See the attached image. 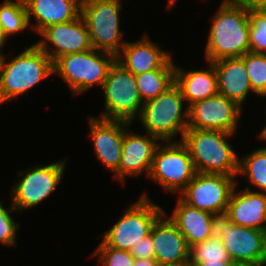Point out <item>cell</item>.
Returning <instances> with one entry per match:
<instances>
[{
  "instance_id": "e575fe53",
  "label": "cell",
  "mask_w": 266,
  "mask_h": 266,
  "mask_svg": "<svg viewBox=\"0 0 266 266\" xmlns=\"http://www.w3.org/2000/svg\"><path fill=\"white\" fill-rule=\"evenodd\" d=\"M133 266H160L155 259H135Z\"/></svg>"
},
{
  "instance_id": "d6a6232c",
  "label": "cell",
  "mask_w": 266,
  "mask_h": 266,
  "mask_svg": "<svg viewBox=\"0 0 266 266\" xmlns=\"http://www.w3.org/2000/svg\"><path fill=\"white\" fill-rule=\"evenodd\" d=\"M191 266H243L232 260L226 262H189Z\"/></svg>"
},
{
  "instance_id": "9a60e30c",
  "label": "cell",
  "mask_w": 266,
  "mask_h": 266,
  "mask_svg": "<svg viewBox=\"0 0 266 266\" xmlns=\"http://www.w3.org/2000/svg\"><path fill=\"white\" fill-rule=\"evenodd\" d=\"M131 123L124 120L89 117L90 138L96 158L119 179V164L122 156L124 130Z\"/></svg>"
},
{
  "instance_id": "52a82bcc",
  "label": "cell",
  "mask_w": 266,
  "mask_h": 266,
  "mask_svg": "<svg viewBox=\"0 0 266 266\" xmlns=\"http://www.w3.org/2000/svg\"><path fill=\"white\" fill-rule=\"evenodd\" d=\"M120 0H82L81 17L89 31L92 48L117 56L126 43L121 37Z\"/></svg>"
},
{
  "instance_id": "603a6c76",
  "label": "cell",
  "mask_w": 266,
  "mask_h": 266,
  "mask_svg": "<svg viewBox=\"0 0 266 266\" xmlns=\"http://www.w3.org/2000/svg\"><path fill=\"white\" fill-rule=\"evenodd\" d=\"M168 217L177 225L189 247L210 238L212 213L191 207L178 197Z\"/></svg>"
},
{
  "instance_id": "44dd1931",
  "label": "cell",
  "mask_w": 266,
  "mask_h": 266,
  "mask_svg": "<svg viewBox=\"0 0 266 266\" xmlns=\"http://www.w3.org/2000/svg\"><path fill=\"white\" fill-rule=\"evenodd\" d=\"M216 69L218 93L242 106L251 89L244 61L240 57L212 62Z\"/></svg>"
},
{
  "instance_id": "1f68e13d",
  "label": "cell",
  "mask_w": 266,
  "mask_h": 266,
  "mask_svg": "<svg viewBox=\"0 0 266 266\" xmlns=\"http://www.w3.org/2000/svg\"><path fill=\"white\" fill-rule=\"evenodd\" d=\"M135 259H155V250L151 234L140 239L129 251Z\"/></svg>"
},
{
  "instance_id": "4fadbf2b",
  "label": "cell",
  "mask_w": 266,
  "mask_h": 266,
  "mask_svg": "<svg viewBox=\"0 0 266 266\" xmlns=\"http://www.w3.org/2000/svg\"><path fill=\"white\" fill-rule=\"evenodd\" d=\"M241 114L242 107L218 93L188 107V128L221 130L234 134Z\"/></svg>"
},
{
  "instance_id": "f35d334b",
  "label": "cell",
  "mask_w": 266,
  "mask_h": 266,
  "mask_svg": "<svg viewBox=\"0 0 266 266\" xmlns=\"http://www.w3.org/2000/svg\"><path fill=\"white\" fill-rule=\"evenodd\" d=\"M160 266H191L190 264H184V265H160Z\"/></svg>"
},
{
  "instance_id": "d4e9b609",
  "label": "cell",
  "mask_w": 266,
  "mask_h": 266,
  "mask_svg": "<svg viewBox=\"0 0 266 266\" xmlns=\"http://www.w3.org/2000/svg\"><path fill=\"white\" fill-rule=\"evenodd\" d=\"M29 27L24 0H5L0 4V29L6 39Z\"/></svg>"
},
{
  "instance_id": "7a4b0ae2",
  "label": "cell",
  "mask_w": 266,
  "mask_h": 266,
  "mask_svg": "<svg viewBox=\"0 0 266 266\" xmlns=\"http://www.w3.org/2000/svg\"><path fill=\"white\" fill-rule=\"evenodd\" d=\"M232 135L221 130L188 128L181 141L197 172L237 177L240 158L227 139Z\"/></svg>"
},
{
  "instance_id": "484cf974",
  "label": "cell",
  "mask_w": 266,
  "mask_h": 266,
  "mask_svg": "<svg viewBox=\"0 0 266 266\" xmlns=\"http://www.w3.org/2000/svg\"><path fill=\"white\" fill-rule=\"evenodd\" d=\"M239 175H245L250 185L266 193V147L257 148L239 159Z\"/></svg>"
},
{
  "instance_id": "83f0119b",
  "label": "cell",
  "mask_w": 266,
  "mask_h": 266,
  "mask_svg": "<svg viewBox=\"0 0 266 266\" xmlns=\"http://www.w3.org/2000/svg\"><path fill=\"white\" fill-rule=\"evenodd\" d=\"M230 261L222 240L208 238L190 246L189 262H226Z\"/></svg>"
},
{
  "instance_id": "ffe728a7",
  "label": "cell",
  "mask_w": 266,
  "mask_h": 266,
  "mask_svg": "<svg viewBox=\"0 0 266 266\" xmlns=\"http://www.w3.org/2000/svg\"><path fill=\"white\" fill-rule=\"evenodd\" d=\"M81 2L82 0H24L29 26L39 34L50 25L74 20L81 15ZM32 16L36 20L35 24L30 22Z\"/></svg>"
},
{
  "instance_id": "cb8c5ba5",
  "label": "cell",
  "mask_w": 266,
  "mask_h": 266,
  "mask_svg": "<svg viewBox=\"0 0 266 266\" xmlns=\"http://www.w3.org/2000/svg\"><path fill=\"white\" fill-rule=\"evenodd\" d=\"M141 100L156 98L175 84V64L172 57L159 69L135 75Z\"/></svg>"
},
{
  "instance_id": "ac0fdd59",
  "label": "cell",
  "mask_w": 266,
  "mask_h": 266,
  "mask_svg": "<svg viewBox=\"0 0 266 266\" xmlns=\"http://www.w3.org/2000/svg\"><path fill=\"white\" fill-rule=\"evenodd\" d=\"M233 188L227 212L236 225L266 231V193L253 191L248 186L236 191Z\"/></svg>"
},
{
  "instance_id": "9c48e42d",
  "label": "cell",
  "mask_w": 266,
  "mask_h": 266,
  "mask_svg": "<svg viewBox=\"0 0 266 266\" xmlns=\"http://www.w3.org/2000/svg\"><path fill=\"white\" fill-rule=\"evenodd\" d=\"M102 90L105 111L98 116L99 118L132 123L137 116L139 117L144 103L139 95L135 75L117 61L109 69Z\"/></svg>"
},
{
  "instance_id": "4dcf8cb0",
  "label": "cell",
  "mask_w": 266,
  "mask_h": 266,
  "mask_svg": "<svg viewBox=\"0 0 266 266\" xmlns=\"http://www.w3.org/2000/svg\"><path fill=\"white\" fill-rule=\"evenodd\" d=\"M0 201V243L5 246H14L16 242V231L20 224L14 221L11 213L16 211V208L11 204L9 209L5 208Z\"/></svg>"
},
{
  "instance_id": "5bb4252c",
  "label": "cell",
  "mask_w": 266,
  "mask_h": 266,
  "mask_svg": "<svg viewBox=\"0 0 266 266\" xmlns=\"http://www.w3.org/2000/svg\"><path fill=\"white\" fill-rule=\"evenodd\" d=\"M39 34L43 38L35 44L49 56L53 63L62 55L92 49L89 31L81 15L65 23L50 25Z\"/></svg>"
},
{
  "instance_id": "e0dca14e",
  "label": "cell",
  "mask_w": 266,
  "mask_h": 266,
  "mask_svg": "<svg viewBox=\"0 0 266 266\" xmlns=\"http://www.w3.org/2000/svg\"><path fill=\"white\" fill-rule=\"evenodd\" d=\"M150 234L154 244L155 260L160 265L189 264L190 247L166 212L155 221Z\"/></svg>"
},
{
  "instance_id": "f1b7e54d",
  "label": "cell",
  "mask_w": 266,
  "mask_h": 266,
  "mask_svg": "<svg viewBox=\"0 0 266 266\" xmlns=\"http://www.w3.org/2000/svg\"><path fill=\"white\" fill-rule=\"evenodd\" d=\"M249 49L251 53L266 54V11L250 7Z\"/></svg>"
},
{
  "instance_id": "30bf717a",
  "label": "cell",
  "mask_w": 266,
  "mask_h": 266,
  "mask_svg": "<svg viewBox=\"0 0 266 266\" xmlns=\"http://www.w3.org/2000/svg\"><path fill=\"white\" fill-rule=\"evenodd\" d=\"M197 171L182 141L160 143L154 153L149 177L169 193H180Z\"/></svg>"
},
{
  "instance_id": "74e56055",
  "label": "cell",
  "mask_w": 266,
  "mask_h": 266,
  "mask_svg": "<svg viewBox=\"0 0 266 266\" xmlns=\"http://www.w3.org/2000/svg\"><path fill=\"white\" fill-rule=\"evenodd\" d=\"M177 0H168L167 9H171Z\"/></svg>"
},
{
  "instance_id": "6da1fadb",
  "label": "cell",
  "mask_w": 266,
  "mask_h": 266,
  "mask_svg": "<svg viewBox=\"0 0 266 266\" xmlns=\"http://www.w3.org/2000/svg\"><path fill=\"white\" fill-rule=\"evenodd\" d=\"M250 52L249 7L243 0H223L215 13L205 47V59L214 62Z\"/></svg>"
},
{
  "instance_id": "7402d4cb",
  "label": "cell",
  "mask_w": 266,
  "mask_h": 266,
  "mask_svg": "<svg viewBox=\"0 0 266 266\" xmlns=\"http://www.w3.org/2000/svg\"><path fill=\"white\" fill-rule=\"evenodd\" d=\"M207 63L208 69L187 72L175 65V84L180 88L187 108L218 94L216 69L212 62Z\"/></svg>"
},
{
  "instance_id": "3957f363",
  "label": "cell",
  "mask_w": 266,
  "mask_h": 266,
  "mask_svg": "<svg viewBox=\"0 0 266 266\" xmlns=\"http://www.w3.org/2000/svg\"><path fill=\"white\" fill-rule=\"evenodd\" d=\"M54 74L53 62L36 44L6 62L0 63V105L24 94Z\"/></svg>"
},
{
  "instance_id": "8d00e7d4",
  "label": "cell",
  "mask_w": 266,
  "mask_h": 266,
  "mask_svg": "<svg viewBox=\"0 0 266 266\" xmlns=\"http://www.w3.org/2000/svg\"><path fill=\"white\" fill-rule=\"evenodd\" d=\"M258 136H259V138L266 141V126H264V128L260 131Z\"/></svg>"
},
{
  "instance_id": "277c9868",
  "label": "cell",
  "mask_w": 266,
  "mask_h": 266,
  "mask_svg": "<svg viewBox=\"0 0 266 266\" xmlns=\"http://www.w3.org/2000/svg\"><path fill=\"white\" fill-rule=\"evenodd\" d=\"M210 238L222 240L233 262L266 266V231L234 224L227 211L212 213Z\"/></svg>"
},
{
  "instance_id": "7c38bea8",
  "label": "cell",
  "mask_w": 266,
  "mask_h": 266,
  "mask_svg": "<svg viewBox=\"0 0 266 266\" xmlns=\"http://www.w3.org/2000/svg\"><path fill=\"white\" fill-rule=\"evenodd\" d=\"M224 174L199 173L179 193V198L191 207L210 213L226 211L237 181Z\"/></svg>"
},
{
  "instance_id": "836d02e7",
  "label": "cell",
  "mask_w": 266,
  "mask_h": 266,
  "mask_svg": "<svg viewBox=\"0 0 266 266\" xmlns=\"http://www.w3.org/2000/svg\"><path fill=\"white\" fill-rule=\"evenodd\" d=\"M248 7L256 10L266 11V0H243Z\"/></svg>"
},
{
  "instance_id": "f546056e",
  "label": "cell",
  "mask_w": 266,
  "mask_h": 266,
  "mask_svg": "<svg viewBox=\"0 0 266 266\" xmlns=\"http://www.w3.org/2000/svg\"><path fill=\"white\" fill-rule=\"evenodd\" d=\"M92 256H98L102 266H133L135 262L129 251L109 247L102 240Z\"/></svg>"
},
{
  "instance_id": "d6986e66",
  "label": "cell",
  "mask_w": 266,
  "mask_h": 266,
  "mask_svg": "<svg viewBox=\"0 0 266 266\" xmlns=\"http://www.w3.org/2000/svg\"><path fill=\"white\" fill-rule=\"evenodd\" d=\"M171 58L147 35L136 42H128L121 48L116 61L134 75L161 68Z\"/></svg>"
},
{
  "instance_id": "ba28073f",
  "label": "cell",
  "mask_w": 266,
  "mask_h": 266,
  "mask_svg": "<svg viewBox=\"0 0 266 266\" xmlns=\"http://www.w3.org/2000/svg\"><path fill=\"white\" fill-rule=\"evenodd\" d=\"M164 212L144 193L99 237H103L102 241L109 247L130 251L140 239L150 234L153 224Z\"/></svg>"
},
{
  "instance_id": "2e32d148",
  "label": "cell",
  "mask_w": 266,
  "mask_h": 266,
  "mask_svg": "<svg viewBox=\"0 0 266 266\" xmlns=\"http://www.w3.org/2000/svg\"><path fill=\"white\" fill-rule=\"evenodd\" d=\"M130 126L124 130L122 156L119 164V180L125 184V176H139L145 173L149 177L154 153L160 140L148 133L140 135L128 132Z\"/></svg>"
},
{
  "instance_id": "8fae6325",
  "label": "cell",
  "mask_w": 266,
  "mask_h": 266,
  "mask_svg": "<svg viewBox=\"0 0 266 266\" xmlns=\"http://www.w3.org/2000/svg\"><path fill=\"white\" fill-rule=\"evenodd\" d=\"M67 161L50 163L45 166H35L20 171L21 179L11 188V204L16 210L30 209L41 204L50 196L62 181Z\"/></svg>"
},
{
  "instance_id": "4316f807",
  "label": "cell",
  "mask_w": 266,
  "mask_h": 266,
  "mask_svg": "<svg viewBox=\"0 0 266 266\" xmlns=\"http://www.w3.org/2000/svg\"><path fill=\"white\" fill-rule=\"evenodd\" d=\"M240 58L244 61L254 94L266 97V54L248 52Z\"/></svg>"
},
{
  "instance_id": "5b68a950",
  "label": "cell",
  "mask_w": 266,
  "mask_h": 266,
  "mask_svg": "<svg viewBox=\"0 0 266 266\" xmlns=\"http://www.w3.org/2000/svg\"><path fill=\"white\" fill-rule=\"evenodd\" d=\"M184 98L180 88L174 84L156 98L144 102L139 120L146 133L161 142L181 141L188 129V108L183 110ZM180 134V140H173Z\"/></svg>"
},
{
  "instance_id": "d590c367",
  "label": "cell",
  "mask_w": 266,
  "mask_h": 266,
  "mask_svg": "<svg viewBox=\"0 0 266 266\" xmlns=\"http://www.w3.org/2000/svg\"><path fill=\"white\" fill-rule=\"evenodd\" d=\"M7 39L3 35L2 30L0 29V55L3 57L4 54L1 52V49L6 45Z\"/></svg>"
},
{
  "instance_id": "8992f818",
  "label": "cell",
  "mask_w": 266,
  "mask_h": 266,
  "mask_svg": "<svg viewBox=\"0 0 266 266\" xmlns=\"http://www.w3.org/2000/svg\"><path fill=\"white\" fill-rule=\"evenodd\" d=\"M115 61L113 54L92 48L81 53L62 55L53 63V69L72 93L78 95L96 84L102 87Z\"/></svg>"
}]
</instances>
